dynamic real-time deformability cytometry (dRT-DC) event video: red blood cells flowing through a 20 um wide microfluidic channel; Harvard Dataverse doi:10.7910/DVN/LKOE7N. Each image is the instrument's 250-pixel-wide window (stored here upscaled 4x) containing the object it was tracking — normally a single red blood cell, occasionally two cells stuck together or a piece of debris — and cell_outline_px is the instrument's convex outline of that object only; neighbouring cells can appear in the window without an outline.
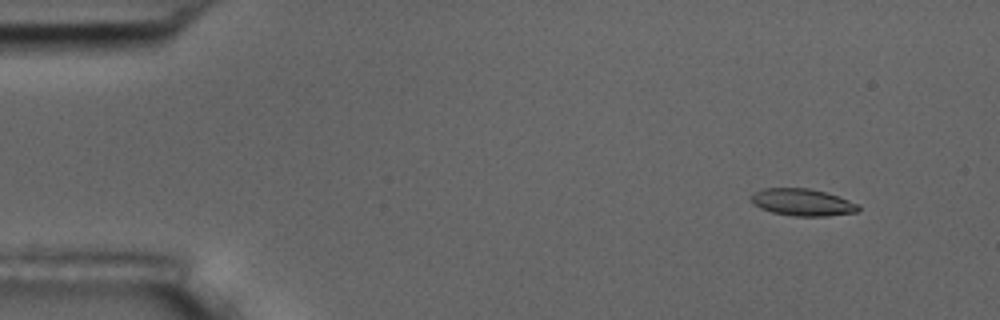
{"species": "common noctule bat (a hibernating species)", "species_latin": "Nyctalus noctula", "temperature_condition": "room temperature", "stored_images_in_passage": 57, "camera_frame_rate_fps": 3000, "um_per_image_px": 0.085, "animal": {"sex": "male", "body_mass_g": 17.5, "forearm_length_mm": 52.3}, "frame": {"image": 1, "passage_image": 6, "time_ms": 1.667, "image_size_px": [1000, 320], "cell_outline_px": [[860, 208], [856, 212], [828, 216], [796, 216], [772, 212], [760, 208], [752, 204], [752, 196], [756, 192], [764, 188], [808, 188], [824, 192], [860, 204]], "centroid_in_image_um": [68.22, 17.2], "position_along_channel_um": 16.8, "area_um2": 16.7}}
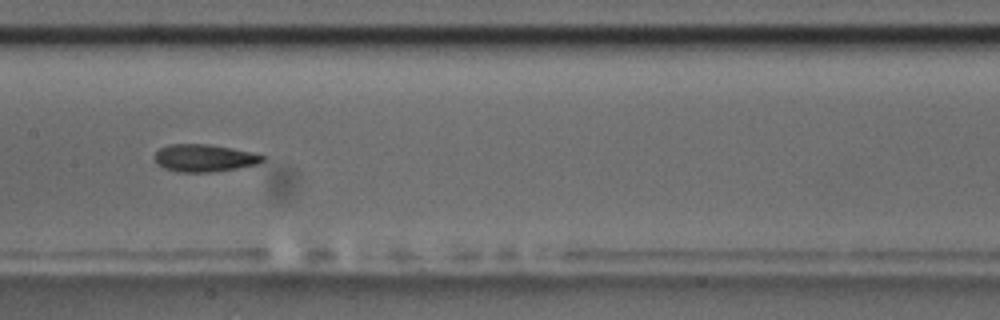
{"frame": {"image": 2, "passage_image": 29, "time_ms": 9.333, "image_size_px": [1000, 320], "cell_outline_px": [[268, 156], [264, 160], [256, 164], [236, 168], [212, 172], [176, 172], [164, 168], [156, 164], [152, 156], [160, 148], [168, 144], [208, 144], [232, 148], [252, 152]], "centroid_in_image_um": [17.33, 13.43], "position_along_channel_um": 190.1, "area_um2": 17.46}}
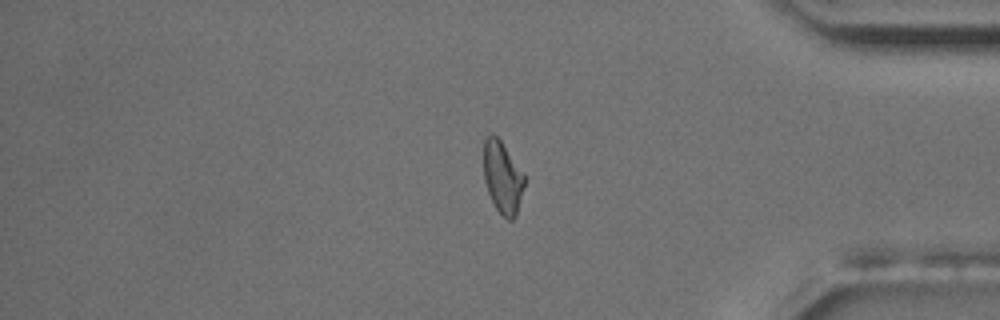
{"frame": {"image": 3, "passage_image": 48, "time_ms": 15.667, "image_size_px": [1000, 320], "cell_outline_px": [[524, 184], [516, 216], [512, 220], [508, 220], [496, 208], [488, 192], [484, 180], [484, 136], [488, 132], [492, 132], [500, 140], [524, 172]], "centroid_in_image_um": [42.7, 15.02], "position_along_channel_um": 392.5, "area_um2": 17.11}, "authors_computed_cell_mechanics": {"area_um2": 17.3978, "velocity_mm_per_s": 3.5779, "shape_relaxation_time_tau1_ms": 4.4088, "shape_relaxation_time_tau2_ms": 1.8351, "deformation_change_tau1": 0.1354, "deformation_change_tau2": 0.0706}}